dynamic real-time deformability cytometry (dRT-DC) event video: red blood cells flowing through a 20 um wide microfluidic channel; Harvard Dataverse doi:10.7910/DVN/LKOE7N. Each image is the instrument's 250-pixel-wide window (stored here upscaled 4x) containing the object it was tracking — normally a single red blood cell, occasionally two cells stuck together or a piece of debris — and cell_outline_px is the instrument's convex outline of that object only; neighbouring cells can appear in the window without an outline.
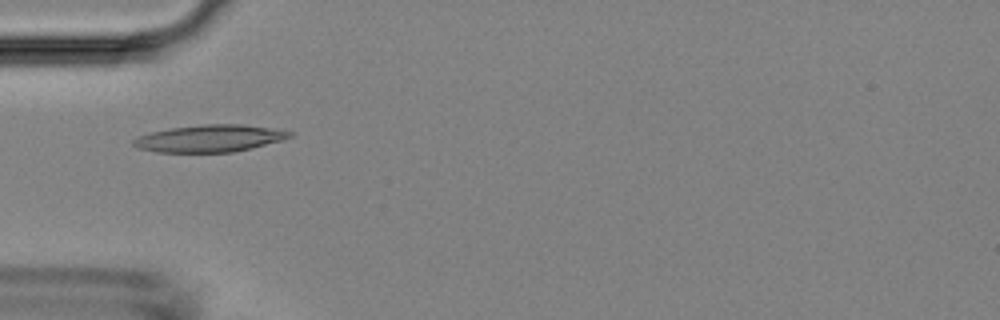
{"species": "Egyptian fruit bat (a non-hibernating species)", "species_latin": "Rousettus aegyptiacus", "temperature_condition": "room temperature", "stored_images_in_passage": 50, "camera_frame_rate_fps": 3000, "um_per_image_px": 0.085, "animal": {"sex": "female"}, "frame": {"image": 1, "passage_image": 16, "time_ms": 5.0, "image_size_px": [1000, 320], "cell_outline_px": [[296, 132], [292, 136], [284, 140], [252, 148], [232, 152], [156, 152], [136, 148], [132, 144], [132, 140], [136, 136], [152, 132], [172, 128], [204, 124], [240, 124]], "centroid_in_image_um": [17.82, 11.77], "position_along_channel_um": 67.2, "area_um2": 24.74}}
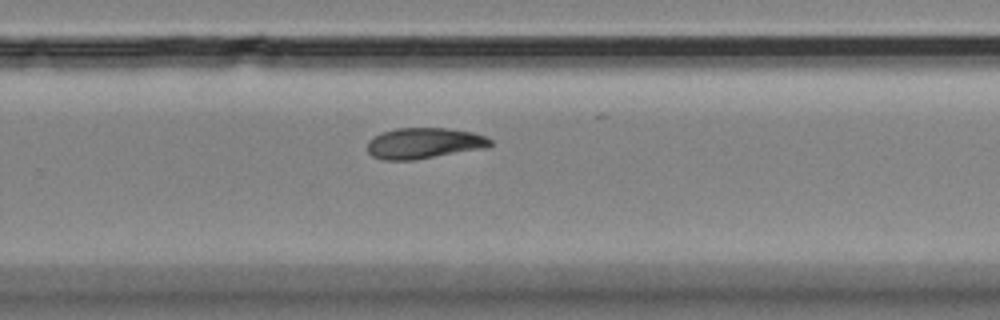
{"frame": {"image": 2, "passage_image": 33, "time_ms": 10.667, "image_size_px": [1000, 320], "cell_outline_px": [[492, 144], [488, 148], [412, 160], [380, 160], [372, 156], [368, 152], [368, 140], [372, 136], [380, 132], [396, 128], [448, 128], [472, 132], [484, 136], [492, 140]], "centroid_in_image_um": [36.02, 12.17], "position_along_channel_um": 293.8, "area_um2": 22.37}}
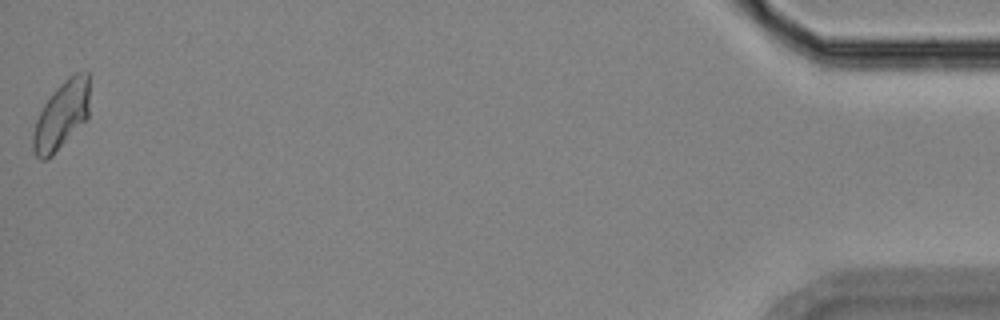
{"frame": {"image": 3, "passage_image": 50, "time_ms": 16.333, "image_size_px": [1000, 320], "cell_outline_px": [[88, 120], [52, 156], [44, 160], [40, 160], [32, 152], [32, 132], [36, 120], [44, 104], [52, 92], [68, 76], [76, 72], [88, 72]], "centroid_in_image_um": [5.21, 9.84], "position_along_channel_um": 430.0, "area_um2": 22.66}}